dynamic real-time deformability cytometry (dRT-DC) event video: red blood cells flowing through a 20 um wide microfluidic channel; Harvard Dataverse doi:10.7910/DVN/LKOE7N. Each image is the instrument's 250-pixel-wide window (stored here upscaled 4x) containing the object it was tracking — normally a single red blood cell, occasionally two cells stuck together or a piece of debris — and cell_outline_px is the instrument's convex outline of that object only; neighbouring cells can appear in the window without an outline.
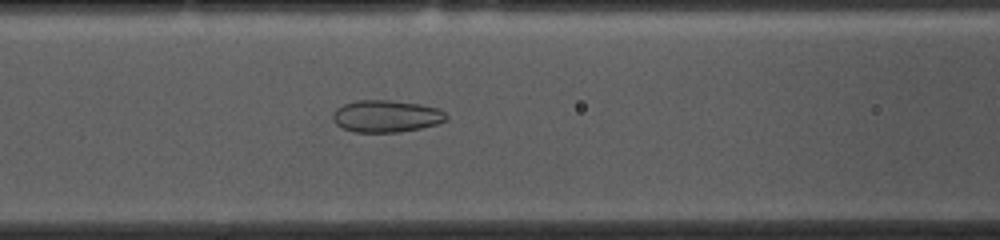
{"species": "common noctule bat (a hibernating species)", "species_latin": "Nyctalus noctula", "temperature_condition": "cold", "stored_images_in_passage": 49, "camera_frame_rate_fps": 3000, "um_per_image_px": 0.085, "animal": {"sex": "female", "body_mass_g": 10.0, "forearm_length_mm": 53.1}, "frame": {"image": 1, "passage_image": 17, "time_ms": 5.333, "image_size_px": [1000, 240], "cell_outline_px": [[448, 120], [436, 124], [420, 128], [396, 132], [356, 132], [344, 128], [336, 124], [332, 120], [332, 112], [336, 108], [344, 104], [356, 100], [388, 100], [420, 104], [436, 108], [444, 112], [448, 116]], "centroid_in_image_um": [32.81, 9.87], "position_along_channel_um": 133.8, "area_um2": 21.15}}
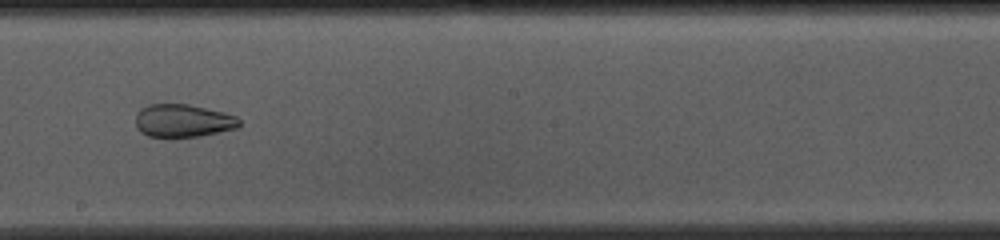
{"frame": {"image": 2, "passage_image": 25, "time_ms": 8.0, "image_size_px": [1000, 240], "cell_outline_px": [[240, 124], [236, 128], [200, 136], [148, 136], [140, 132], [136, 128], [136, 112], [140, 108], [148, 104], [188, 104], [224, 112], [236, 116], [240, 120]], "centroid_in_image_um": [15.53, 10.24], "position_along_channel_um": 232.7, "area_um2": 19.83}}
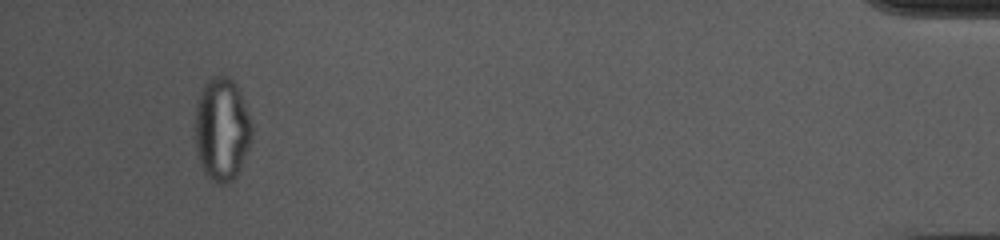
{"frame": {"image": 3, "passage_image": 46, "time_ms": 15.0, "image_size_px": [1000, 240], "cell_outline_px": [[252, 140], [240, 172], [232, 180], [224, 184], [220, 184], [208, 180], [200, 164], [196, 152], [196, 104], [200, 88], [212, 76], [220, 72], [228, 76], [236, 84], [240, 92], [248, 112], [252, 124]], "centroid_in_image_um": [18.87, 10.98], "position_along_channel_um": 416.3, "area_um2": 34.91}, "authors_computed_cell_mechanics": {"area_um2": 27.5706, "velocity_mm_per_s": 3.716, "shape_relaxation_time_tau1_ms": null, "shape_relaxation_time_tau2_ms": 1.4332, "deformation_change_tau1": null, "deformation_change_tau2": 0.0716}}